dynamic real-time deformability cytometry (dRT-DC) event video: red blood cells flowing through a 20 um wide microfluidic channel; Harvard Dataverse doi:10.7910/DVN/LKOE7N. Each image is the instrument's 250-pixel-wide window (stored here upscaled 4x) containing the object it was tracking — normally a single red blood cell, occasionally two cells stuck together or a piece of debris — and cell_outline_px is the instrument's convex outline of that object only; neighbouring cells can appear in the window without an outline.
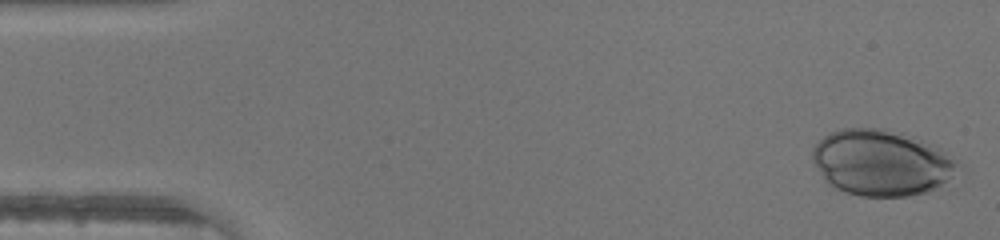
{"species": "human", "species_latin": "Homo sapiens", "temperature_condition": "warm", "stored_images_in_passage": 45, "camera_frame_rate_fps": 3000, "um_per_image_px": 0.085, "donor": {"sex": "male"}, "frame": {"image": 1, "passage_image": 1, "time_ms": 0.0, "image_size_px": [1000, 240], "cell_outline_px": [[956, 164], [948, 176], [940, 184], [928, 192], [908, 196], [860, 196], [844, 192], [828, 184], [824, 180], [812, 160], [812, 148], [824, 136], [840, 128], [884, 128], [904, 132], [940, 148]], "centroid_in_image_um": [74.81, 13.81], "position_along_channel_um": 10.2, "area_um2": 55.2}}
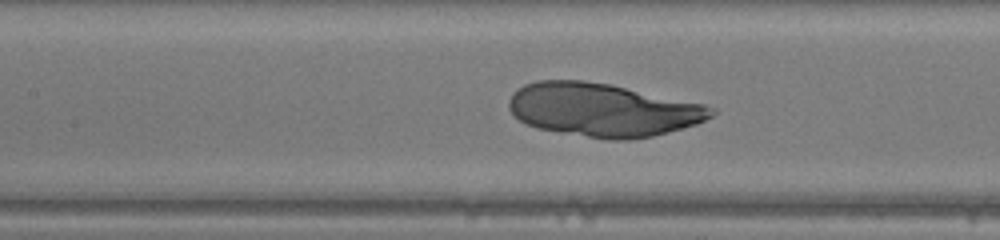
{"frame": {"image": 2, "passage_image": 20, "time_ms": 6.333, "image_size_px": [1000, 240], "cell_outline_px": [[716, 112], [712, 116], [696, 124], [684, 128], [652, 136], [628, 140], [608, 140], [536, 128], [520, 120], [508, 108], [508, 100], [512, 92], [516, 88], [524, 84], [536, 80], [584, 80], [612, 84], [704, 104], [716, 108]], "centroid_in_image_um": [51.23, 9.32], "position_along_channel_um": 156.2, "area_um2": 63.23}}
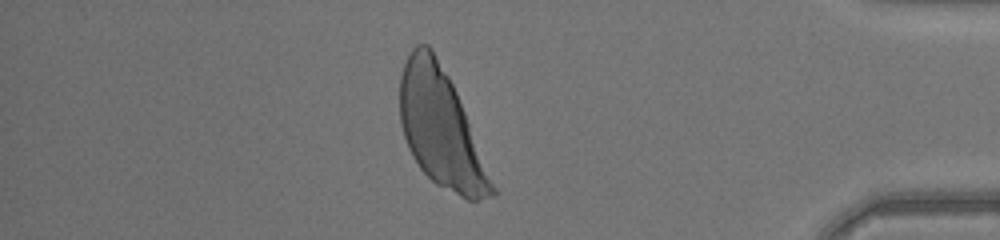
{"frame": {"image": 3, "passage_image": 39, "time_ms": 12.667, "image_size_px": [1000, 240], "cell_outline_px": [[496, 196], [480, 200], [468, 200], [436, 184], [420, 168], [412, 156], [408, 148], [400, 124], [400, 76], [404, 64], [412, 48], [416, 44], [428, 44], [432, 48], [448, 76], [456, 92], [496, 188]], "centroid_in_image_um": [37.45, 10.91], "position_along_channel_um": 397.8, "area_um2": 62.37}}